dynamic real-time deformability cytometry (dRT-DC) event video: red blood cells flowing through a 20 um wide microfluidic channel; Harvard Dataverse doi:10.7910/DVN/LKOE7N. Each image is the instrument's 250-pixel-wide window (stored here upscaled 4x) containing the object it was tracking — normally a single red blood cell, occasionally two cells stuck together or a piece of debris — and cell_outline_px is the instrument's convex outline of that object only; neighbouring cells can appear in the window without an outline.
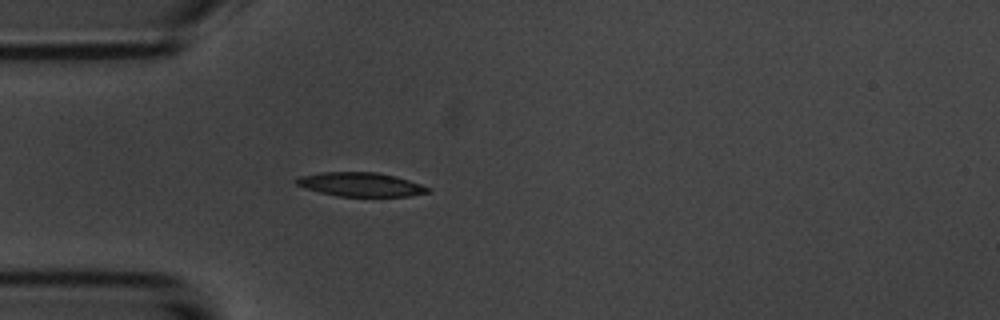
{"species": "common noctule bat (a hibernating species)", "species_latin": "Nyctalus noctula", "temperature_condition": "room temperature", "stored_images_in_passage": 3, "camera_frame_rate_fps": 3000, "um_per_image_px": 0.085, "animal": {"sex": "male", "body_mass_g": 20.1, "forearm_length_mm": 53.5}, "frame": {"image": 1, "passage_image": 3, "time_ms": 3.0, "image_size_px": [1000, 320], "cell_outline_px": [[432, 192], [408, 196], [340, 196], [320, 192], [304, 188], [296, 184], [296, 176], [320, 172], [380, 172], [396, 176], [432, 188]], "centroid_in_image_um": [30.66, 15.67], "position_along_channel_um": 54.3, "area_um2": 18.5}}